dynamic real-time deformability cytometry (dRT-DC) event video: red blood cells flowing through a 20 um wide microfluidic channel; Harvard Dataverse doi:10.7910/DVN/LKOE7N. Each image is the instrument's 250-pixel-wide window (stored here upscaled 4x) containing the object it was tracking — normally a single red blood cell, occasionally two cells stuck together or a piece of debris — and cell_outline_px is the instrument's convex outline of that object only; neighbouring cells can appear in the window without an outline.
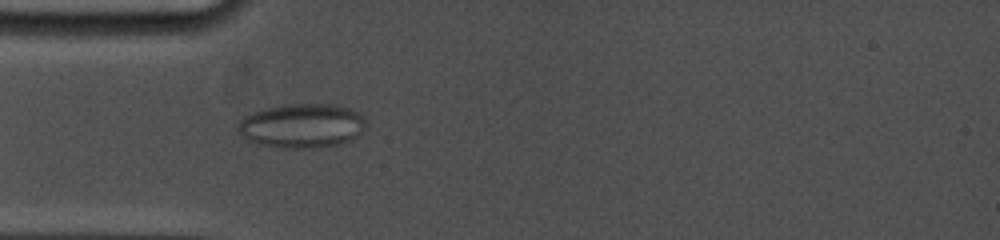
{"species": "common noctule bat (a hibernating species)", "species_latin": "Nyctalus noctula", "temperature_condition": "cold", "stored_images_in_passage": 41, "camera_frame_rate_fps": 5000, "um_per_image_px": 0.085, "animal": {"sex": "female", "body_mass_g": 19.0, "forearm_length_mm": 53.3}, "frame": {"image": 1, "passage_image": 7, "time_ms": 2.4, "image_size_px": [1000, 240], "cell_outline_px": [[364, 128], [352, 140], [336, 144], [304, 148], [288, 148], [260, 144], [248, 140], [236, 128], [236, 124], [244, 116], [252, 112], [268, 108], [288, 104], [336, 104], [352, 108], [360, 112], [364, 116]], "centroid_in_image_um": [25.67, 10.66], "position_along_channel_um": 59.3, "area_um2": 32.83}}
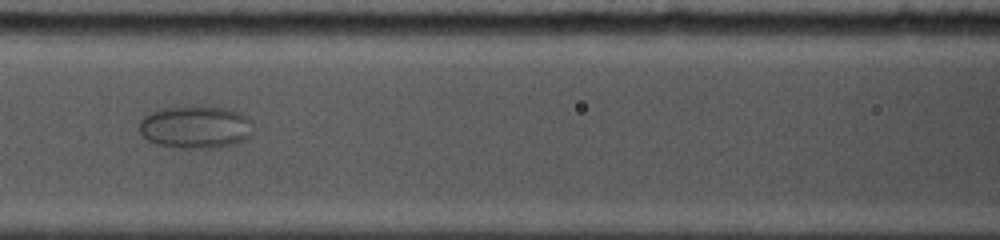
{"frame": {"image": 2, "passage_image": 14, "time_ms": 5.0, "image_size_px": [1000, 240], "cell_outline_px": [[252, 136], [236, 144], [216, 148], [184, 148], [156, 144], [148, 140], [140, 132], [140, 120], [144, 116], [152, 112], [164, 108], [228, 108], [240, 112], [248, 116], [252, 120]], "centroid_in_image_um": [16.69, 10.83], "position_along_channel_um": 149.9, "area_um2": 28.09}}
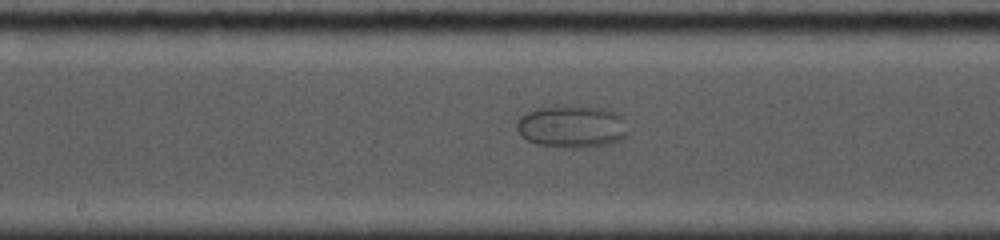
{"frame": {"image": 3, "passage_image": 18, "time_ms": 6.4, "image_size_px": [1000, 240], "cell_outline_px": [[628, 136], [620, 140], [608, 144], [576, 148], [568, 148], [536, 144], [520, 136], [516, 128], [516, 124], [520, 116], [528, 112], [540, 108], [564, 104], [580, 104], [604, 108], [616, 112], [624, 116], [628, 132]], "centroid_in_image_um": [48.64, 10.73], "position_along_channel_um": 199.6, "area_um2": 28.26}}